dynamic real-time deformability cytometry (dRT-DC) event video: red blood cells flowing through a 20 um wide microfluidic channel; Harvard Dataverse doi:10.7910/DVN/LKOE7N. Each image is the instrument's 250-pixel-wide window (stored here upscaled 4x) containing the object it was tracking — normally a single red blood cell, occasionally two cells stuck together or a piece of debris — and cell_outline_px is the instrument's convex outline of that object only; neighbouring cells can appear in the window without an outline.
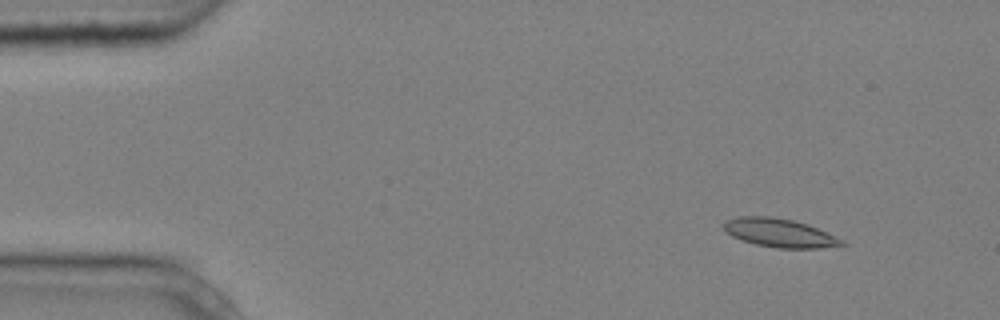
{"species": "common noctule bat (a hibernating species)", "species_latin": "Nyctalus noctula", "temperature_condition": "cold", "stored_images_in_passage": 8, "camera_frame_rate_fps": 3000, "um_per_image_px": 0.085, "animal": {"sex": "male", "body_mass_g": 20.4}, "frame": {"image": 1, "passage_image": 2, "time_ms": 0.333, "image_size_px": [1000, 320], "cell_outline_px": [[848, 244], [816, 248], [776, 248], [756, 244], [740, 240], [732, 236], [724, 228], [724, 220], [740, 216], [768, 216], [792, 220], [808, 224]], "centroid_in_image_um": [66.19, 19.79], "position_along_channel_um": 18.8, "area_um2": 19.25}}
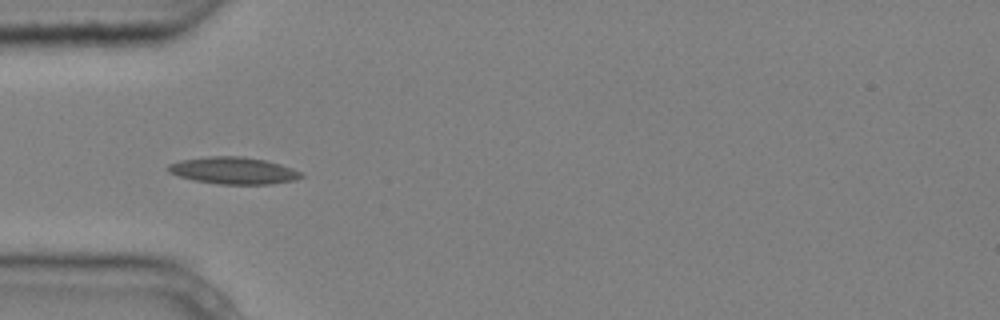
{"frame": {"image": 2, "passage_image": 5, "time_ms": 1.333, "image_size_px": [1000, 320], "cell_outline_px": [[304, 176], [296, 180], [268, 184], [216, 184], [192, 180], [168, 172], [164, 168], [168, 164], [180, 160], [208, 156], [244, 156], [264, 160], [280, 164], [304, 172]], "centroid_in_image_um": [19.83, 14.5], "position_along_channel_um": 65.2, "area_um2": 21.15}}
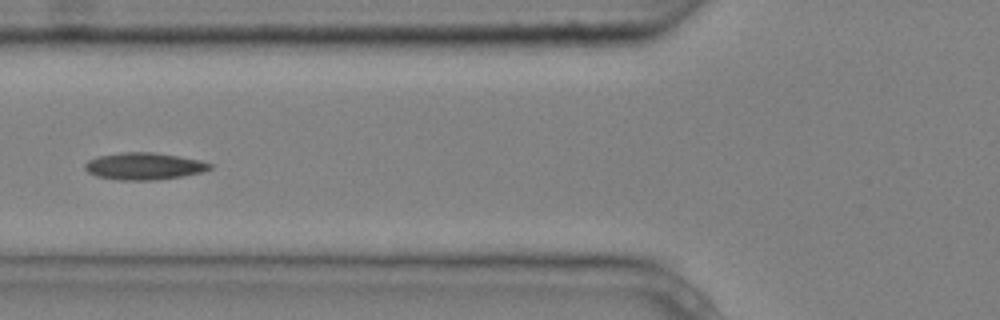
{"frame": {"image": 3, "passage_image": 6, "time_ms": 1.667, "image_size_px": [1000, 320], "cell_outline_px": [[212, 168], [200, 172], [180, 176], [156, 180], [120, 180], [96, 176], [88, 172], [84, 168], [84, 164], [88, 160], [100, 156], [120, 152], [152, 152], [180, 156], [200, 160], [212, 164]], "centroid_in_image_um": [12.22, 14.12], "position_along_channel_um": 113.6, "area_um2": 19.59}}